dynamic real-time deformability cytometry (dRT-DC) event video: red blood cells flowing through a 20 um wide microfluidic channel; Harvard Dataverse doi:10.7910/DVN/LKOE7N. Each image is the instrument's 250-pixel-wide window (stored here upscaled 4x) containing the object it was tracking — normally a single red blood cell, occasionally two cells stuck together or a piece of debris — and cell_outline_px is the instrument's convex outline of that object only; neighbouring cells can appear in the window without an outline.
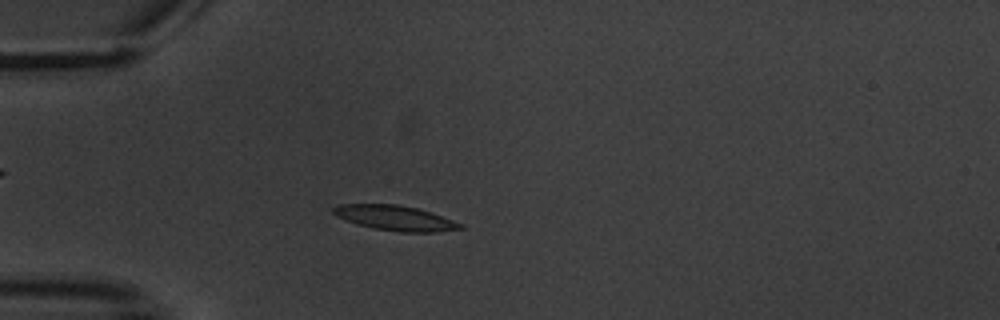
{"species": "common noctule bat (a hibernating species)", "species_latin": "Nyctalus noctula", "temperature_condition": "warm", "stored_images_in_passage": 3, "camera_frame_rate_fps": 3000, "um_per_image_px": 0.085, "animal": {"sex": "male", "body_mass_g": 20.1, "forearm_length_mm": 53.5}, "frame": {"image": 1, "passage_image": 3, "time_ms": 2.333, "image_size_px": [1000, 320], "cell_outline_px": [[464, 228], [436, 232], [400, 232], [372, 228], [356, 224], [336, 216], [332, 212], [332, 208], [340, 204], [396, 204], [416, 208], [432, 212], [464, 224]], "centroid_in_image_um": [33.6, 18.53], "position_along_channel_um": 51.4, "area_um2": 18.61}}